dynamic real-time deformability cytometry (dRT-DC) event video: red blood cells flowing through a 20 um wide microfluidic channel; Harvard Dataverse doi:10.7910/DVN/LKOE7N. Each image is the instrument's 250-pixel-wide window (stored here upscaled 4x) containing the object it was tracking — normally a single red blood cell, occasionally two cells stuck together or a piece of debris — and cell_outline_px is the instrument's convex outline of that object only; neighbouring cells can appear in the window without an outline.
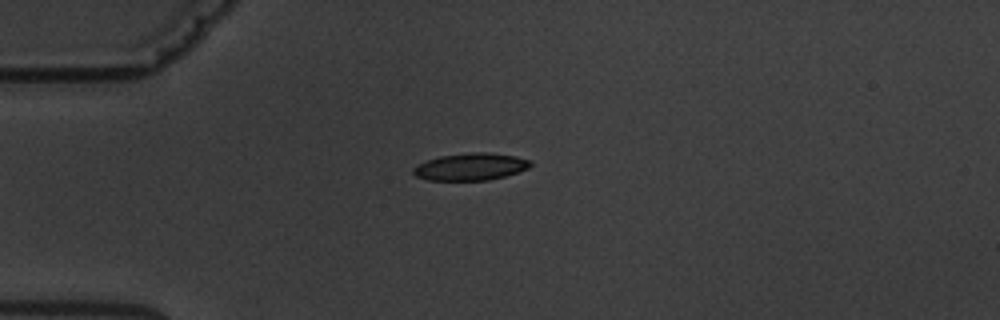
{"species": "common noctule bat (a hibernating species)", "species_latin": "Nyctalus noctula", "temperature_condition": "warm", "stored_images_in_passage": 7, "camera_frame_rate_fps": 3000, "um_per_image_px": 0.085, "animal": {"sex": "male", "body_mass_g": 19.5, "forearm_length_mm": 54.6}, "frame": {"image": 1, "passage_image": 1, "time_ms": 0.0, "image_size_px": [1000, 320], "cell_outline_px": [[532, 164], [528, 168], [504, 176], [488, 180], [428, 180], [416, 176], [412, 172], [412, 168], [428, 160], [440, 156], [468, 152], [488, 152], [516, 156], [532, 160]], "centroid_in_image_um": [40.02, 14.16], "position_along_channel_um": 45.0, "area_um2": 18.5}}
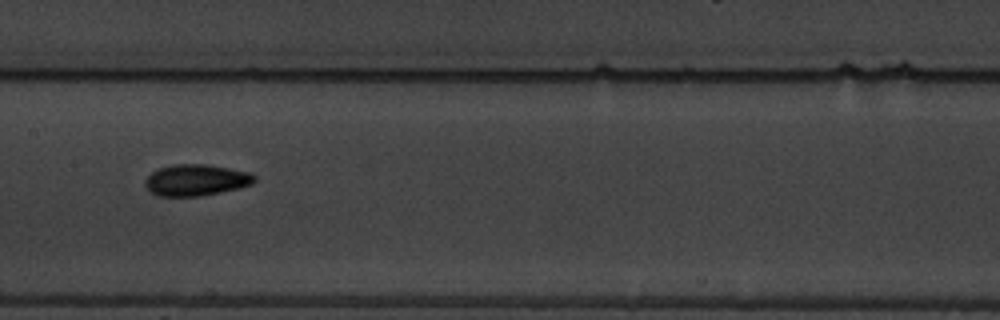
{"frame": {"image": 2, "passage_image": 5, "time_ms": 4.667, "image_size_px": [1000, 320], "cell_outline_px": [[256, 180], [252, 184], [240, 188], [200, 196], [156, 196], [144, 184], [144, 180], [152, 172], [160, 168], [172, 164], [208, 164], [252, 172], [256, 176]], "centroid_in_image_um": [16.7, 15.3], "position_along_channel_um": 190.7, "area_um2": 20.17}}
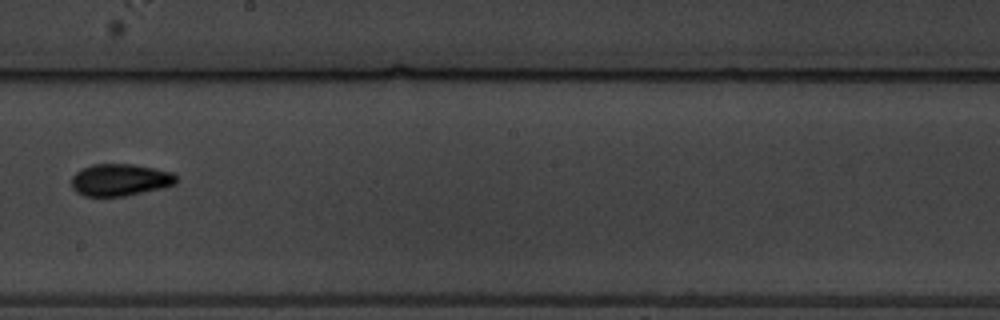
{"frame": {"image": 3, "passage_image": 6, "time_ms": 6.0, "image_size_px": [1000, 320], "cell_outline_px": [[176, 184], [160, 188], [124, 196], [84, 196], [76, 192], [72, 188], [72, 176], [76, 172], [92, 164], [132, 164], [172, 172], [176, 176]], "centroid_in_image_um": [10.18, 15.29], "position_along_channel_um": 238.0, "area_um2": 19.36}}